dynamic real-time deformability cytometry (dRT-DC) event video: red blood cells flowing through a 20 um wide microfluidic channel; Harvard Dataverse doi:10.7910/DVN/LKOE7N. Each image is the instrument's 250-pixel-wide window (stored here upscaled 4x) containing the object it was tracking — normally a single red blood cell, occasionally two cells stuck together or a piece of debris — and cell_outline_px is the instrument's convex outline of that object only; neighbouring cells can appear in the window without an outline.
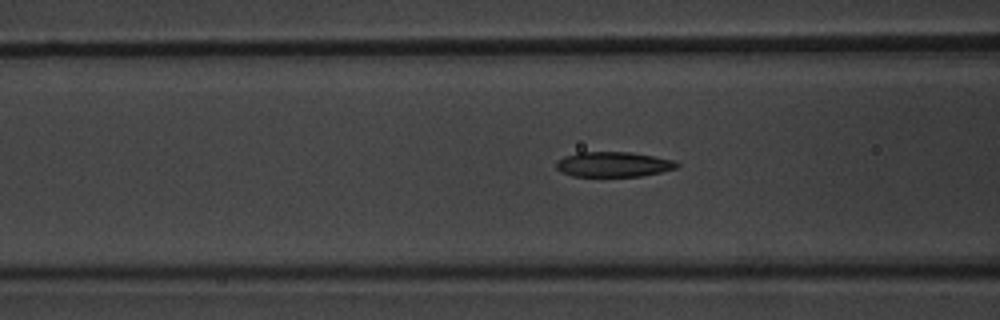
{"species": "common noctule bat (a hibernating species)", "species_latin": "Nyctalus noctula", "temperature_condition": "warm", "stored_images_in_passage": 40, "camera_frame_rate_fps": 3000, "um_per_image_px": 0.085, "animal": {"sex": "male", "body_mass_g": 20.1, "forearm_length_mm": 53.5}, "frame": {"image": 1, "passage_image": 8, "time_ms": 2.333, "image_size_px": [1000, 320], "cell_outline_px": [[680, 164], [676, 168], [660, 172], [640, 176], [572, 176], [560, 172], [556, 168], [556, 160], [564, 156], [576, 152], [632, 152], [676, 160]], "centroid_in_image_um": [52.12, 13.96], "position_along_channel_um": 114.5, "area_um2": 17.8}}
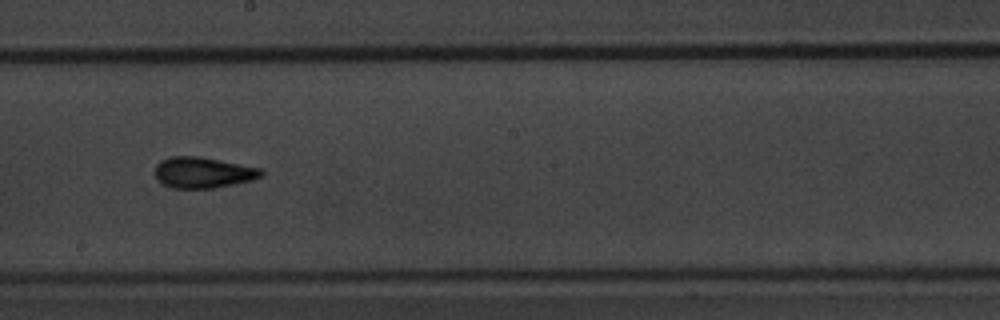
{"frame": {"image": 2, "passage_image": 17, "time_ms": 5.333, "image_size_px": [1000, 320], "cell_outline_px": [[264, 176], [252, 180], [236, 184], [216, 188], [172, 188], [164, 184], [156, 176], [156, 164], [160, 160], [172, 156], [200, 156], [260, 168], [264, 172]], "centroid_in_image_um": [17.29, 14.66], "position_along_channel_um": 230.9, "area_um2": 19.19}}
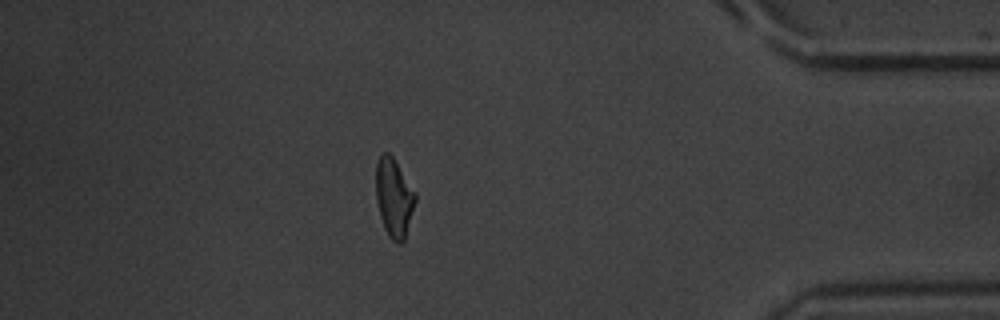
{"frame": {"image": 3, "passage_image": 33, "time_ms": 10.667, "image_size_px": [1000, 320], "cell_outline_px": [[416, 200], [404, 240], [400, 244], [396, 244], [388, 236], [384, 228], [380, 216], [376, 200], [376, 160], [380, 152], [388, 152], [392, 156], [416, 192]], "centroid_in_image_um": [33.47, 16.78], "position_along_channel_um": 401.7, "area_um2": 18.21}, "authors_computed_cell_mechanics": {"area_um2": 18.0336, "velocity_mm_per_s": 3.8701, "shape_relaxation_time_tau1_ms": 3.928, "shape_relaxation_time_tau2_ms": 1.5414, "deformation_change_tau1": 0.1638, "deformation_change_tau2": 0.0766}}